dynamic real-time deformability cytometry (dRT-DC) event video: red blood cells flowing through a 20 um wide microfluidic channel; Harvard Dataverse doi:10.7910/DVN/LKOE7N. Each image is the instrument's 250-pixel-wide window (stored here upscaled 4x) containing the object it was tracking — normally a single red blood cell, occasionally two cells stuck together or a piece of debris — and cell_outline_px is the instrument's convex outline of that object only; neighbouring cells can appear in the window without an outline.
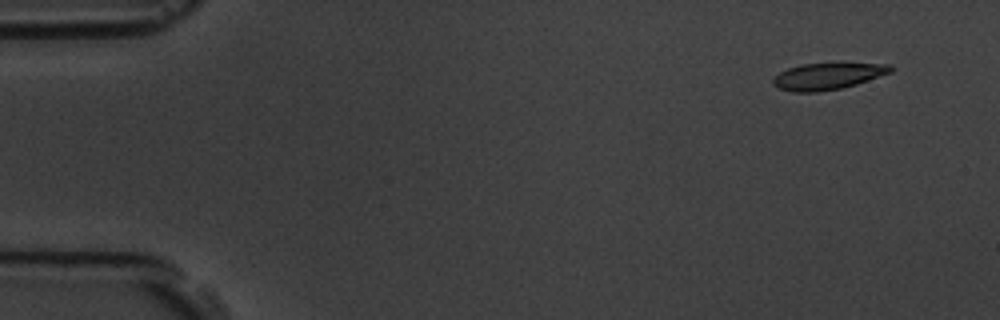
{"species": "common noctule bat (a hibernating species)", "species_latin": "Nyctalus noctula", "temperature_condition": "room temperature", "stored_images_in_passage": 9, "camera_frame_rate_fps": 3000, "um_per_image_px": 0.085, "animal": {"sex": "male", "body_mass_g": 19.5, "forearm_length_mm": 54.6}, "frame": {"image": 1, "passage_image": 1, "time_ms": 0.0, "image_size_px": [1000, 320], "cell_outline_px": [[892, 72], [856, 84], [840, 88], [816, 92], [792, 92], [780, 88], [772, 84], [772, 80], [780, 72], [788, 68], [800, 64], [892, 64]], "centroid_in_image_um": [70.32, 6.48], "position_along_channel_um": 14.7, "area_um2": 17.86}}
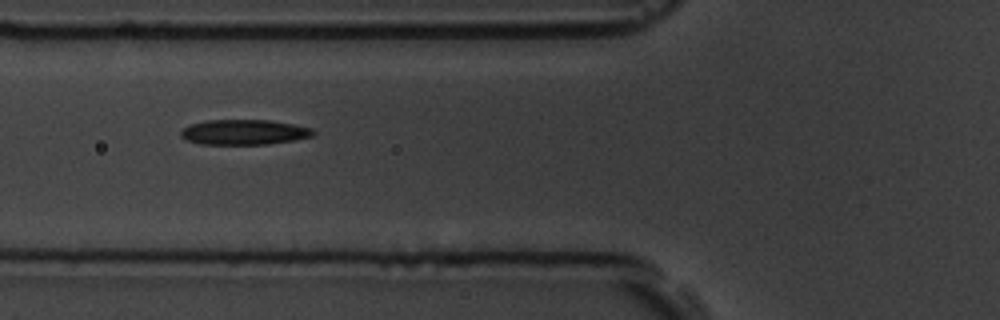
{"frame": {"image": 2, "passage_image": 6, "time_ms": 5.667, "image_size_px": [1000, 320], "cell_outline_px": [[316, 132], [312, 136], [292, 140], [268, 144], [200, 144], [184, 140], [180, 136], [180, 132], [188, 124], [208, 120], [268, 120], [292, 124], [312, 128]], "centroid_in_image_um": [20.69, 11.23], "position_along_channel_um": 105.1, "area_um2": 19.42}}
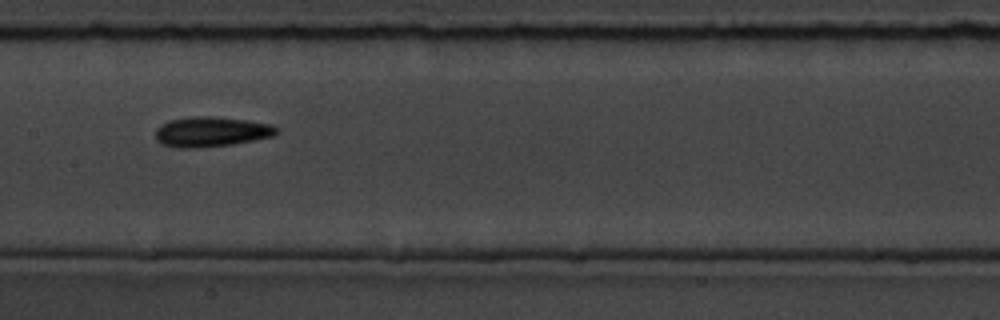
{"frame": {"image": 3, "passage_image": 8, "time_ms": 8.0, "image_size_px": [1000, 320], "cell_outline_px": [[280, 128], [272, 136], [232, 144], [196, 148], [176, 148], [160, 144], [156, 140], [156, 128], [160, 124], [168, 120], [192, 116], [212, 116], [248, 120], [272, 124]], "centroid_in_image_um": [17.91, 11.19], "position_along_channel_um": 189.5, "area_um2": 21.39}}